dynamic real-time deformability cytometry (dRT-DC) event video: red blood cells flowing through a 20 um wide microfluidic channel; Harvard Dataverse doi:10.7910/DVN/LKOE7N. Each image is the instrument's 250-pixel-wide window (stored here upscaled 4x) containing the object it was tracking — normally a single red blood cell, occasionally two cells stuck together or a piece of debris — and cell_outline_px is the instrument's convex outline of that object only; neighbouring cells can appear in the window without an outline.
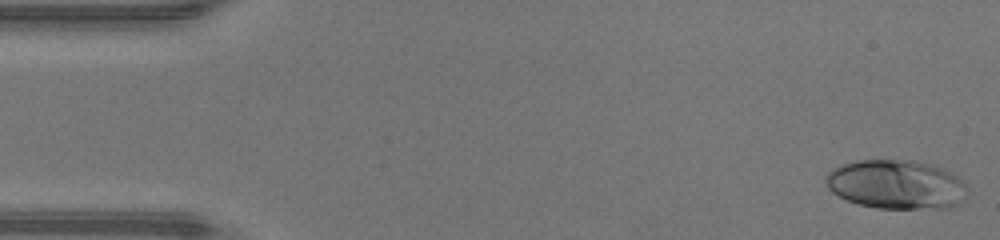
{"species": "human", "species_latin": "Homo sapiens", "temperature_condition": "warm", "stored_images_in_passage": 46, "camera_frame_rate_fps": 3000, "um_per_image_px": 0.085, "donor": {"sex": "male"}, "frame": {"image": 1, "passage_image": 1, "time_ms": 0.0, "image_size_px": [1000, 240], "cell_outline_px": [[964, 200], [948, 208], [876, 208], [860, 204], [848, 200], [832, 192], [828, 188], [824, 180], [828, 172], [832, 168], [856, 160], [912, 160], [932, 164], [952, 172], [964, 184]], "centroid_in_image_um": [76.15, 15.67], "position_along_channel_um": 8.9, "area_um2": 40.29}}
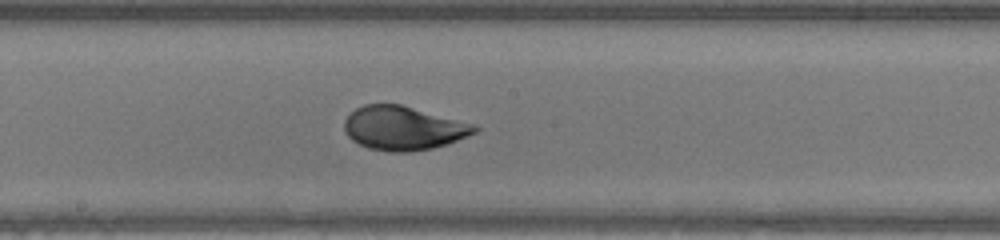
{"frame": {"image": 2, "passage_image": 24, "time_ms": 7.667, "image_size_px": [1000, 240], "cell_outline_px": [[480, 128], [476, 132], [448, 144], [432, 148], [412, 152], [388, 152], [368, 148], [352, 140], [348, 136], [344, 128], [344, 120], [356, 108], [364, 104], [400, 104], [472, 124]], "centroid_in_image_um": [34.26, 10.9], "position_along_channel_um": 213.9, "area_um2": 33.06}}
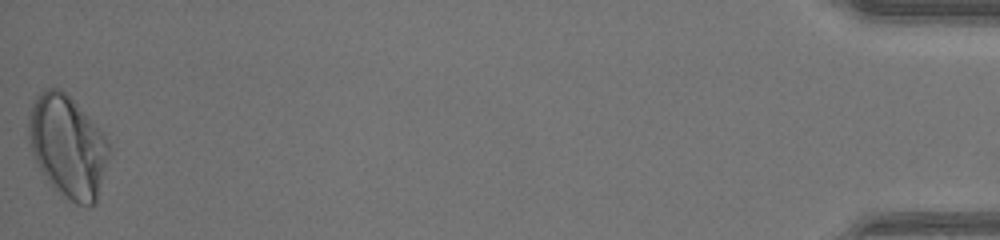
{"frame": {"image": 3, "passage_image": 46, "time_ms": 15.0, "image_size_px": [1000, 240], "cell_outline_px": [[108, 156], [96, 204], [88, 208], [76, 204], [64, 196], [48, 180], [40, 168], [36, 160], [32, 148], [28, 132], [28, 116], [32, 104], [36, 96], [40, 92], [48, 88], [60, 88], [76, 104], [104, 136], [108, 144]], "centroid_in_image_um": [5.74, 12.46], "position_along_channel_um": 429.5, "area_um2": 46.7}, "authors_computed_cell_mechanics": {"area_um2": 34.4777, "velocity_mm_per_s": 4.4011, "shape_relaxation_time_tau1_ms": 3.6021, "shape_relaxation_time_tau2_ms": null, "deformation_change_tau1": 0.2084, "deformation_change_tau2": null}}